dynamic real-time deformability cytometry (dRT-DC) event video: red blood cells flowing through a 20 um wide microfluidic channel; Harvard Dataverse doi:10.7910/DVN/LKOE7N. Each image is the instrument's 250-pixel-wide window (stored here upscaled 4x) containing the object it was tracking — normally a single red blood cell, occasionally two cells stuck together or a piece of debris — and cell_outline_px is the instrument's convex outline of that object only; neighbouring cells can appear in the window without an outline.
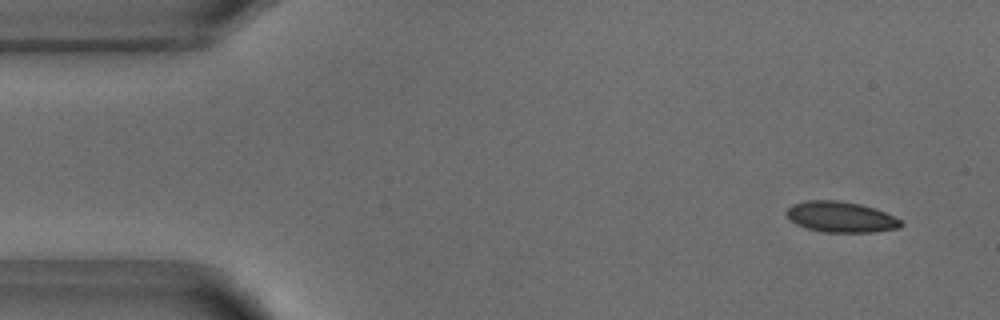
{"species": "common noctule bat (a hibernating species)", "species_latin": "Nyctalus noctula", "temperature_condition": "warm", "stored_images_in_passage": 52, "camera_frame_rate_fps": 3000, "um_per_image_px": 0.085, "animal": {"sex": "male", "body_mass_g": 18.8}, "frame": {"image": 1, "passage_image": 4, "time_ms": 1.0, "image_size_px": [1000, 320], "cell_outline_px": [[904, 224], [900, 228], [872, 232], [824, 232], [808, 228], [796, 224], [784, 212], [792, 204], [808, 200], [836, 200], [860, 204], [876, 208], [900, 220]], "centroid_in_image_um": [71.47, 18.44], "position_along_channel_um": 13.5, "area_um2": 20.4}}
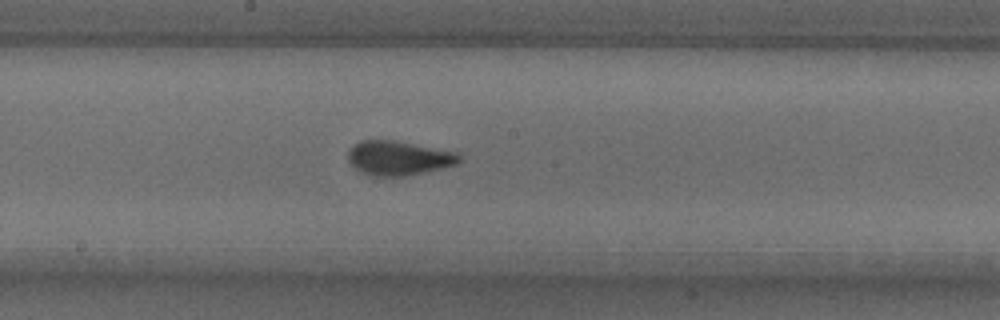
{"frame": {"image": 2, "passage_image": 27, "time_ms": 8.667, "image_size_px": [1000, 320], "cell_outline_px": [[464, 156], [456, 164], [444, 168], [428, 172], [404, 176], [372, 176], [360, 172], [348, 160], [348, 152], [352, 144], [360, 140], [392, 140], [456, 152]], "centroid_in_image_um": [33.88, 13.44], "position_along_channel_um": 214.3, "area_um2": 22.37}}
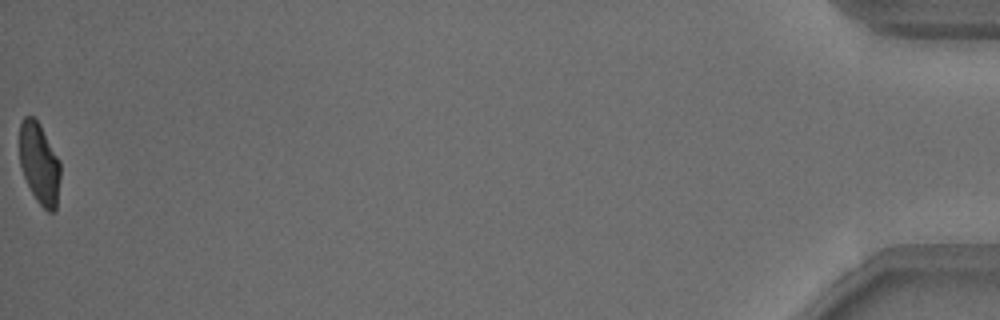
{"frame": {"image": 3, "passage_image": 52, "time_ms": 17.0, "image_size_px": [1000, 320], "cell_outline_px": [[60, 176], [56, 212], [48, 212], [36, 200], [24, 176], [20, 164], [20, 124], [24, 116], [36, 116], [60, 160]], "centroid_in_image_um": [3.36, 13.88], "position_along_channel_um": 431.8, "area_um2": 19.48}, "authors_computed_cell_mechanics": {"area_um2": 21.2704, "velocity_mm_per_s": 3.872, "shape_relaxation_time_tau1_ms": 5.0511, "shape_relaxation_time_tau2_ms": 0.6054, "deformation_change_tau1": 0.1582, "deformation_change_tau2": 0.0584}}